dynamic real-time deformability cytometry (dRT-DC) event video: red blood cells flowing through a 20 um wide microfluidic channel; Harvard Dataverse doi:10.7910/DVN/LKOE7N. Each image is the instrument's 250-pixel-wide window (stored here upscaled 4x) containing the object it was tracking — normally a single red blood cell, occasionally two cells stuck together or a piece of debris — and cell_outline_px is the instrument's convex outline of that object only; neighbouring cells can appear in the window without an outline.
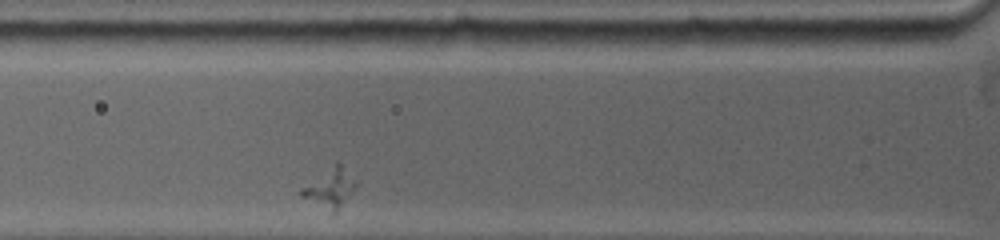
{"species": "common noctule bat (a hibernating species)", "species_latin": "Nyctalus noctula", "temperature_condition": "warm", "stored_images_in_passage": 15, "camera_frame_rate_fps": 5000, "um_per_image_px": 0.085, "animal": {"sex": "female", "body_mass_g": 19.0, "forearm_length_mm": 53.3}, "frame": {"image": 1, "passage_image": 3, "time_ms": 1.2, "image_size_px": [1000, 240], "cell_outline_px": [[356, 188], [336, 216], [332, 216], [300, 196], [296, 192], [300, 188], [336, 160], [356, 180]], "centroid_in_image_um": [28.01, 16.06], "position_along_channel_um": 97.8, "area_um2": 13.35}}
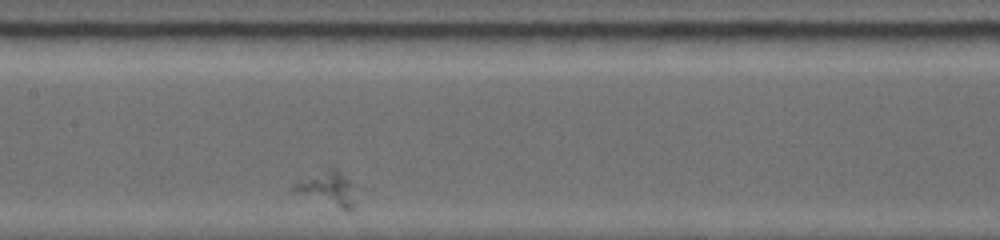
{"frame": {"image": 2, "passage_image": 7, "time_ms": 3.6, "image_size_px": [1000, 240], "cell_outline_px": [[352, 208], [348, 212], [292, 188], [296, 184], [328, 168], [336, 168], [348, 180], [352, 204]], "centroid_in_image_um": [27.89, 16.02], "position_along_channel_um": 179.5, "area_um2": 10.58}}
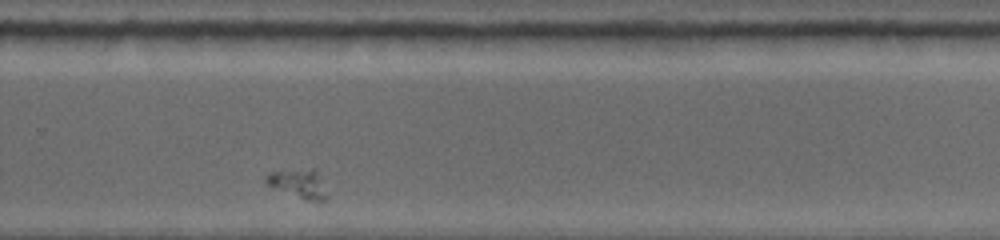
{"frame": {"image": 3, "passage_image": 13, "time_ms": 7.2, "image_size_px": [1000, 240], "cell_outline_px": [[328, 196], [324, 200], [304, 200], [264, 184], [264, 176], [268, 172], [312, 168], [316, 172]], "centroid_in_image_um": [25.29, 15.61], "position_along_channel_um": 304.5, "area_um2": 10.17}}